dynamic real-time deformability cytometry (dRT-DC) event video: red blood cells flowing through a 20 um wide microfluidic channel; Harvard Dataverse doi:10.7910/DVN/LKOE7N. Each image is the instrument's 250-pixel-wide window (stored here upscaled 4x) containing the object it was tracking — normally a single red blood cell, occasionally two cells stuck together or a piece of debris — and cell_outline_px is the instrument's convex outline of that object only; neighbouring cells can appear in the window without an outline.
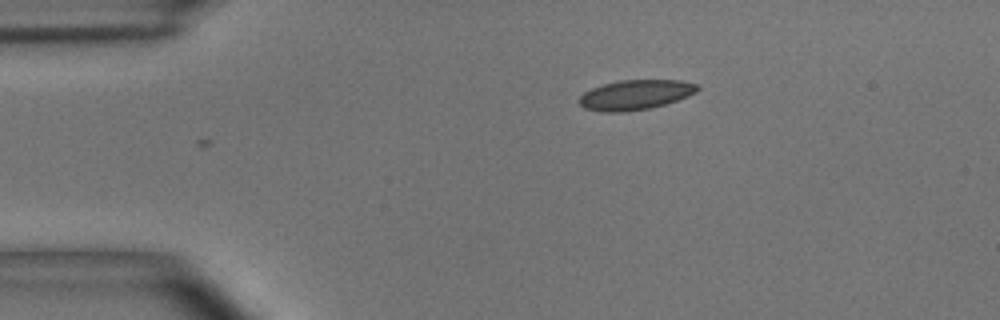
{"species": "common noctule bat (a hibernating species)", "species_latin": "Nyctalus noctula", "temperature_condition": "room temperature", "stored_images_in_passage": 6, "camera_frame_rate_fps": 3000, "um_per_image_px": 0.085, "animal": {"sex": "male", "body_mass_g": 15.6}, "frame": {"image": 1, "passage_image": 1, "time_ms": 0.0, "image_size_px": [1000, 320], "cell_outline_px": [[700, 88], [696, 92], [688, 96], [664, 104], [648, 108], [624, 112], [604, 112], [584, 108], [580, 104], [580, 96], [584, 92], [592, 88], [604, 84], [620, 80], [680, 80], [696, 84]], "centroid_in_image_um": [54.0, 8.05], "position_along_channel_um": 31.0, "area_um2": 20.35}}